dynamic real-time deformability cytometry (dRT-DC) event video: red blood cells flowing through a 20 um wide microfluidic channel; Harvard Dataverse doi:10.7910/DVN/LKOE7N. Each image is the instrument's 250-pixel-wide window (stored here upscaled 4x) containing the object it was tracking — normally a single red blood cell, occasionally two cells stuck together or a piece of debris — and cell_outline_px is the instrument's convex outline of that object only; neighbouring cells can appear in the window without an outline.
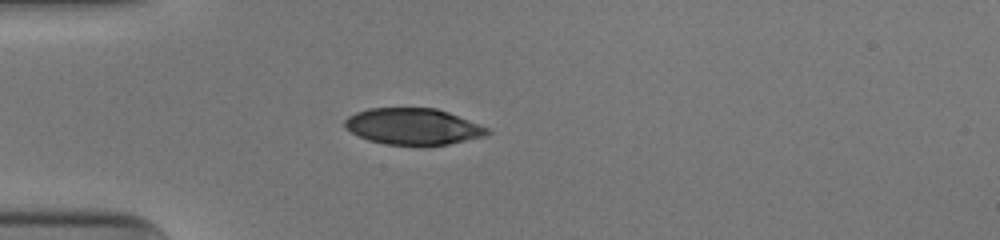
{"species": "human", "species_latin": "Homo sapiens", "temperature_condition": "cold", "stored_images_in_passage": 38, "camera_frame_rate_fps": 3000, "um_per_image_px": 0.085, "donor": {"sex": "male"}, "frame": {"image": 1, "passage_image": 1, "time_ms": 0.0, "image_size_px": [1000, 240], "cell_outline_px": [[492, 132], [488, 136], [448, 144], [420, 148], [384, 144], [368, 140], [352, 132], [344, 124], [344, 120], [348, 116], [356, 112], [368, 108], [436, 108], [448, 112], [488, 128]], "centroid_in_image_um": [35.14, 10.79], "position_along_channel_um": 49.9, "area_um2": 30.81}}
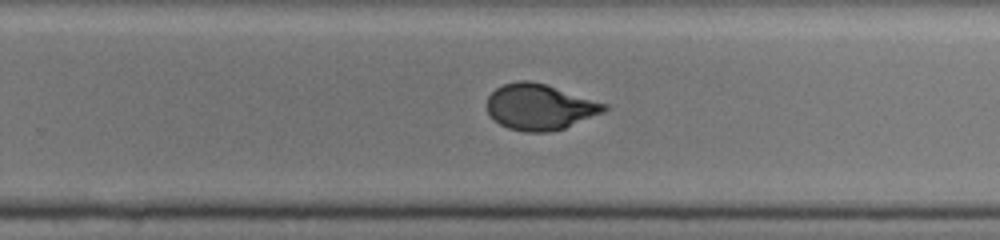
{"frame": {"image": 2, "passage_image": 20, "time_ms": 6.333, "image_size_px": [1000, 240], "cell_outline_px": [[608, 108], [604, 112], [564, 128], [548, 132], [524, 132], [508, 128], [492, 120], [488, 112], [488, 96], [496, 88], [504, 84], [516, 80], [528, 80], [544, 84], [608, 104]], "centroid_in_image_um": [45.86, 9.1], "position_along_channel_um": 283.9, "area_um2": 31.21}}
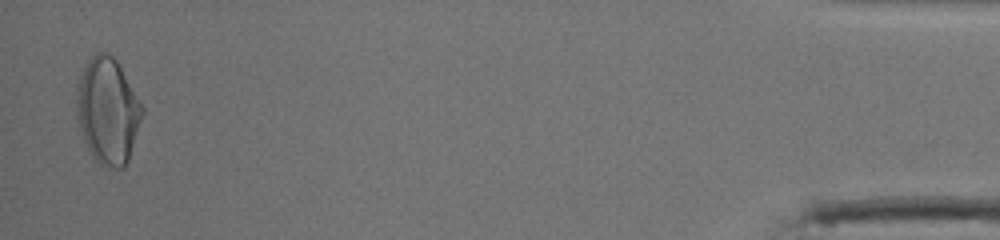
{"frame": {"image": 3, "passage_image": 37, "time_ms": 12.0, "image_size_px": [1000, 240], "cell_outline_px": [[144, 112], [128, 160], [124, 168], [104, 168], [92, 156], [84, 140], [76, 120], [76, 80], [80, 72], [88, 60], [96, 52], [104, 52], [112, 56], [116, 60], [144, 108]], "centroid_in_image_um": [9.12, 9.42], "position_along_channel_um": 426.1, "area_um2": 40.81}, "authors_computed_cell_mechanics": {"area_um2": 31.9056, "velocity_mm_per_s": 3.9591, "shape_relaxation_time_tau1_ms": 6.3082, "shape_relaxation_time_tau2_ms": null, "deformation_change_tau1": 0.2195, "deformation_change_tau2": null}}